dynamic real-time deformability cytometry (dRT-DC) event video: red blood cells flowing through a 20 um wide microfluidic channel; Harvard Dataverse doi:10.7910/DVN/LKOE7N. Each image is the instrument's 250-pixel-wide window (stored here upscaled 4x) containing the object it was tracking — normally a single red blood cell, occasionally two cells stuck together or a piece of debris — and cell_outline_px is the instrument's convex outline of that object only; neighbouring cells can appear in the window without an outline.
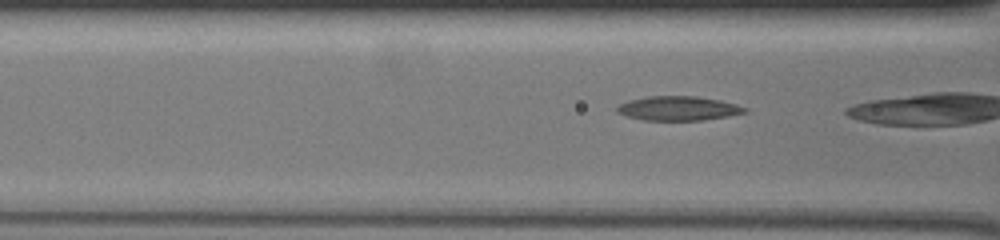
{"species": "common noctule bat (a hibernating species)", "species_latin": "Nyctalus noctula", "temperature_condition": "warm", "stored_images_in_passage": 9, "camera_frame_rate_fps": 3000, "um_per_image_px": 0.085, "animal": {"sex": "female", "body_mass_g": 19.5, "forearm_length_mm": 54.1}, "frame": {"image": 1, "passage_image": 4, "time_ms": 1.0, "image_size_px": [1000, 240], "cell_outline_px": [[748, 112], [728, 116], [704, 120], [644, 120], [628, 116], [616, 112], [616, 108], [620, 104], [632, 100], [648, 96], [696, 96], [720, 100], [736, 104], [748, 108]], "centroid_in_image_um": [57.7, 9.21], "position_along_channel_um": 108.9, "area_um2": 17.98}}
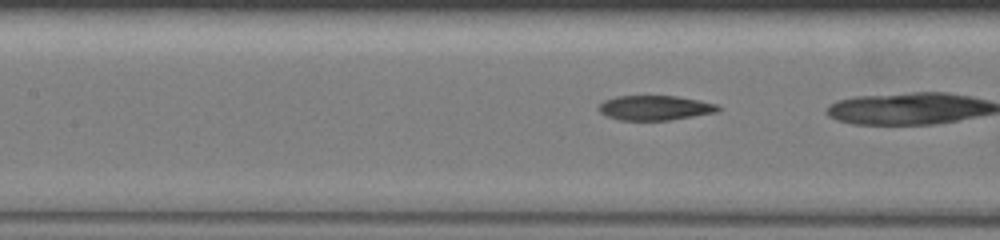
{"frame": {"image": 2, "passage_image": 8, "time_ms": 2.333, "image_size_px": [1000, 240], "cell_outline_px": [[720, 108], [716, 112], [668, 120], [620, 120], [608, 116], [600, 112], [600, 104], [604, 100], [616, 96], [676, 96], [716, 104]], "centroid_in_image_um": [55.64, 9.16], "position_along_channel_um": 151.8, "area_um2": 16.82}}